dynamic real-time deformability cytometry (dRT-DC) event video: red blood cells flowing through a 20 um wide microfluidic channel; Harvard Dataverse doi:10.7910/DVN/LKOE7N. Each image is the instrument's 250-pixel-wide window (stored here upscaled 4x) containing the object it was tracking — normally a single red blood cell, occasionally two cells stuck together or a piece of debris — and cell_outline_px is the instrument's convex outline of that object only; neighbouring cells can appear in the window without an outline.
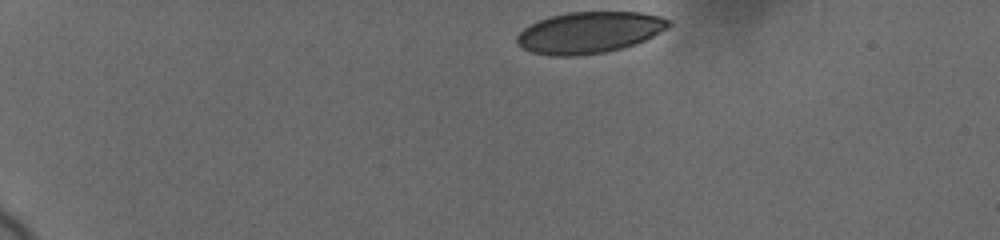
{"species": "human", "species_latin": "Homo sapiens", "temperature_condition": "cold", "stored_images_in_passage": 40, "camera_frame_rate_fps": 3000, "um_per_image_px": 0.085, "donor": {"sex": "female"}, "frame": {"image": 1, "passage_image": 1, "time_ms": 0.0, "image_size_px": [1000, 240], "cell_outline_px": [[672, 24], [668, 28], [636, 44], [604, 52], [576, 56], [552, 56], [532, 52], [516, 44], [516, 36], [524, 28], [548, 16], [568, 12], [640, 12], [660, 16], [668, 20]], "centroid_in_image_um": [50.08, 2.76], "position_along_channel_um": 34.9, "area_um2": 36.53}}
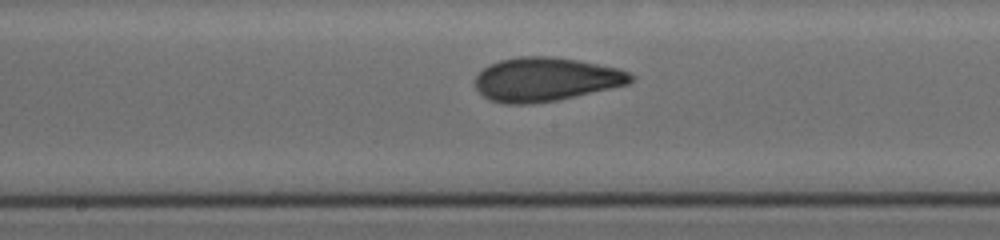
{"frame": {"image": 2, "passage_image": 22, "time_ms": 7.0, "image_size_px": [1000, 240], "cell_outline_px": [[636, 76], [628, 84], [556, 100], [532, 104], [504, 104], [492, 100], [484, 96], [476, 88], [476, 76], [484, 68], [500, 60], [520, 56], [548, 56], [576, 60], [620, 68]], "centroid_in_image_um": [46.4, 6.74], "position_along_channel_um": 201.8, "area_um2": 39.36}}
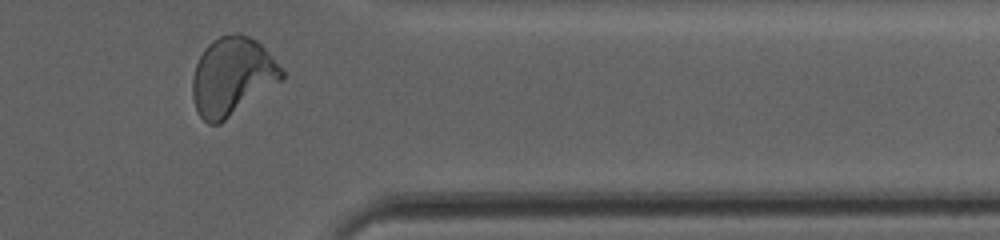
{"frame": {"image": 3, "passage_image": 38, "time_ms": 12.333, "image_size_px": [1000, 240], "cell_outline_px": [[284, 76], [280, 80], [220, 124], [208, 124], [196, 112], [192, 96], [192, 76], [196, 64], [204, 48], [212, 40], [220, 36], [232, 32], [240, 32], [256, 40], [284, 68]], "centroid_in_image_um": [19.7, 6.47], "position_along_channel_um": 391.7, "area_um2": 40.58}, "authors_computed_cell_mechanics": {"area_um2": 38.726, "velocity_mm_per_s": 3.6601, "shape_relaxation_time_tau1_ms": 5.8718, "shape_relaxation_time_tau2_ms": 1.2801, "deformation_change_tau1": 0.1571, "deformation_change_tau2": 0.07}}